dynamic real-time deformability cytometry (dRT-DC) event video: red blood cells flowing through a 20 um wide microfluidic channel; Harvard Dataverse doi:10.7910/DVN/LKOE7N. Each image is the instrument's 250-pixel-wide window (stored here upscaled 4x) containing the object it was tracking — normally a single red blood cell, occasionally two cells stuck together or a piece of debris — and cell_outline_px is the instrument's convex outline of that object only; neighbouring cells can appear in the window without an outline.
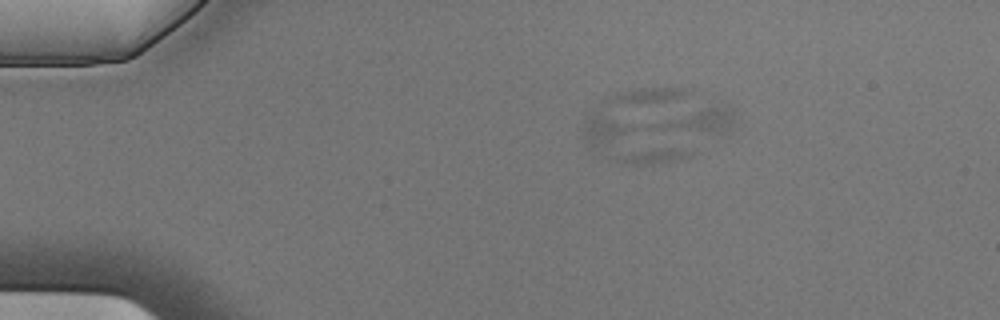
{"species": "Egyptian fruit bat (a non-hibernating species)", "species_latin": "Rousettus aegyptiacus", "temperature_condition": "cold", "stored_images_in_passage": 6, "camera_frame_rate_fps": 3000, "um_per_image_px": 0.085, "animal": {"sex": "male"}, "frame": {"image": 1, "passage_image": 4, "time_ms": 1.0, "image_size_px": [1000, 320], "cell_outline_px": [[736, 112], [732, 128], [724, 132], [652, 132], [644, 128], [648, 124], [720, 100], [728, 104]], "centroid_in_image_um": [59.34, 10.2], "position_along_channel_um": 25.7, "area_um2": 13.12}}